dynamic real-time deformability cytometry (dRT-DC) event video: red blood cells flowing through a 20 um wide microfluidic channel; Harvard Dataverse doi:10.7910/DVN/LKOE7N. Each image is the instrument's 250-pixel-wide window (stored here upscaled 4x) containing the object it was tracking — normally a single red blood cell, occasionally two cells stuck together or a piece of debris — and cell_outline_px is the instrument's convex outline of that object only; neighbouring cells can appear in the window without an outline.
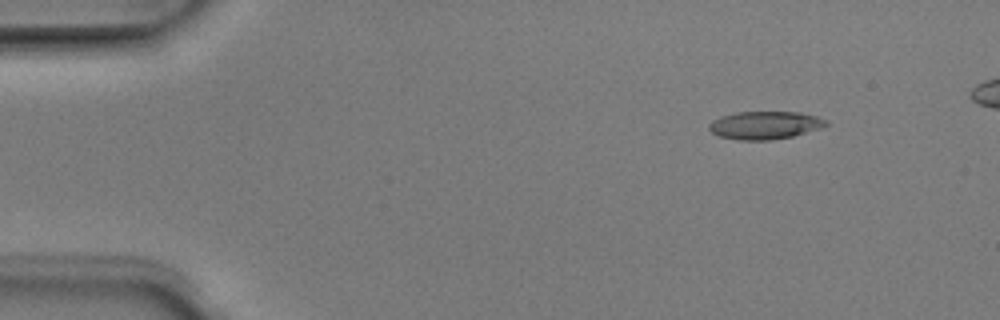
{"species": "Egyptian fruit bat (a non-hibernating species)", "species_latin": "Rousettus aegyptiacus", "temperature_condition": "room temperature", "stored_images_in_passage": 5, "camera_frame_rate_fps": 3000, "um_per_image_px": 0.085, "animal": {"sex": "male"}, "frame": {"image": 1, "passage_image": 2, "time_ms": 0.333, "image_size_px": [1000, 320], "cell_outline_px": [[828, 124], [820, 128], [792, 136], [768, 140], [736, 140], [720, 136], [712, 132], [708, 128], [708, 124], [712, 120], [736, 112], [800, 112], [816, 116], [828, 120]], "centroid_in_image_um": [65.01, 10.64], "position_along_channel_um": 20.0, "area_um2": 18.9}}